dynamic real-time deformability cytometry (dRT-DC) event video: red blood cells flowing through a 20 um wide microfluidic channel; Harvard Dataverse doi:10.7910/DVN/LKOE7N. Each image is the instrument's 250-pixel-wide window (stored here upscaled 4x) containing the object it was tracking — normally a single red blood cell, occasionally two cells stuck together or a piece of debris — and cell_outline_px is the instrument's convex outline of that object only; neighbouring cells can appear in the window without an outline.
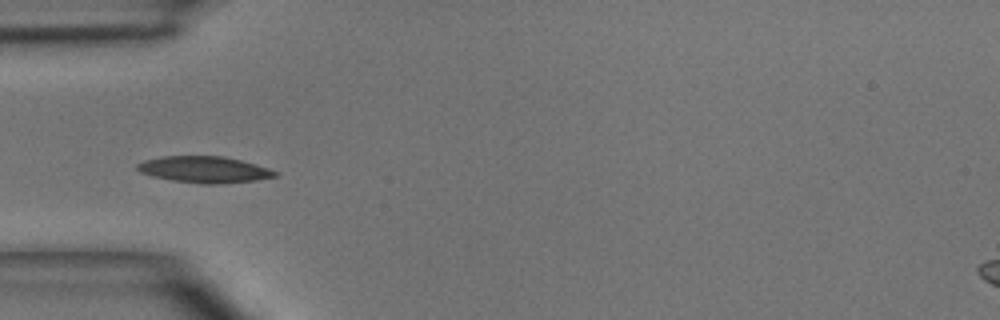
{"species": "common noctule bat (a hibernating species)", "species_latin": "Nyctalus noctula", "temperature_condition": "room temperature", "stored_images_in_passage": 6, "camera_frame_rate_fps": 3000, "um_per_image_px": 0.085, "animal": {"sex": "male", "body_mass_g": 15.6}, "frame": {"image": 1, "passage_image": 5, "time_ms": 4.667, "image_size_px": [1000, 320], "cell_outline_px": [[280, 172], [276, 176], [256, 180], [216, 184], [200, 184], [172, 180], [152, 176], [140, 172], [136, 168], [136, 164], [144, 160], [160, 156], [224, 156], [240, 160], [268, 168]], "centroid_in_image_um": [17.34, 14.41], "position_along_channel_um": 67.7, "area_um2": 21.21}}